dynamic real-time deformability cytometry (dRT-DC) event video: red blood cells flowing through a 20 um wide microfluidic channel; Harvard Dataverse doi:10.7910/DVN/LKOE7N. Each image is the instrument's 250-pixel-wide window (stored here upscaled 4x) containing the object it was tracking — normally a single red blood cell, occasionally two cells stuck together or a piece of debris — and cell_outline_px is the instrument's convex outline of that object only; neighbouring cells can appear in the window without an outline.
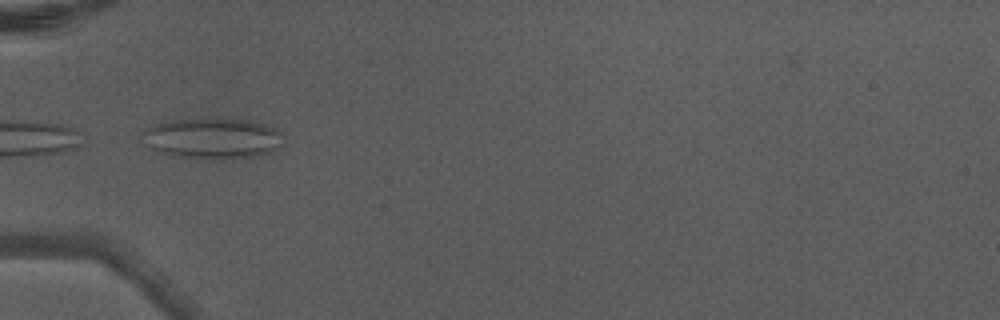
{"species": "Egyptian fruit bat (a non-hibernating species)", "species_latin": "Rousettus aegyptiacus", "temperature_condition": "warm", "stored_images_in_passage": 6, "camera_frame_rate_fps": 3000, "um_per_image_px": 0.085, "animal": {"sex": "male"}, "frame": {"image": 1, "passage_image": 5, "time_ms": 1.333, "image_size_px": [1000, 320], "cell_outline_px": [[284, 144], [272, 152], [260, 156], [232, 160], [204, 160], [172, 156], [152, 148], [144, 132], [144, 128], [160, 124], [180, 120], [248, 120], [264, 124], [276, 128], [280, 132]], "centroid_in_image_um": [18.21, 11.83], "position_along_channel_um": 66.8, "area_um2": 33.18}}